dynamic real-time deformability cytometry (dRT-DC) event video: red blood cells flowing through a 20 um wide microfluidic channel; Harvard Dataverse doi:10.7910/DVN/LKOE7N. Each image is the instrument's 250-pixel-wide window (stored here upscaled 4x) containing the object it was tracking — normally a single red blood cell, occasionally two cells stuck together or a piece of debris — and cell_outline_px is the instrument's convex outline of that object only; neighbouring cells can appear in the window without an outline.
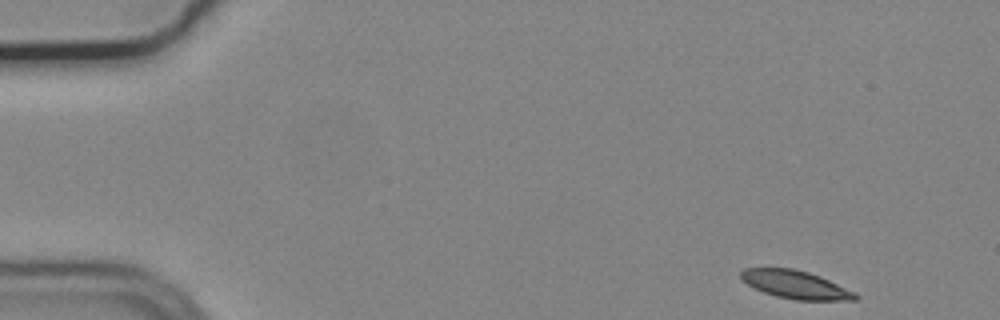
{"species": "common noctule bat (a hibernating species)", "species_latin": "Nyctalus noctula", "temperature_condition": "cold", "stored_images_in_passage": 52, "camera_frame_rate_fps": 3000, "um_per_image_px": 0.085, "animal": {"sex": "male", "body_mass_g": 19.2, "forearm_length_mm": 51.8}, "frame": {"image": 1, "passage_image": 1, "time_ms": 0.0, "image_size_px": [1000, 320], "cell_outline_px": [[860, 296], [856, 300], [796, 300], [776, 296], [764, 292], [740, 280], [740, 272], [744, 268], [792, 268], [808, 272], [820, 276], [856, 292]], "centroid_in_image_um": [67.63, 24.19], "position_along_channel_um": 17.4, "area_um2": 18.73}}
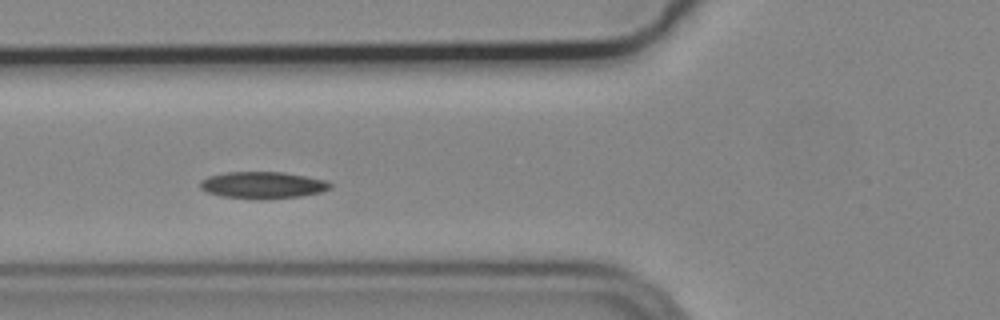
{"frame": {"image": 2, "passage_image": 17, "time_ms": 5.333, "image_size_px": [1000, 320], "cell_outline_px": [[332, 188], [320, 192], [300, 196], [260, 200], [220, 196], [208, 192], [200, 188], [200, 180], [208, 176], [224, 172], [284, 172], [324, 180], [332, 184]], "centroid_in_image_um": [22.3, 15.74], "position_along_channel_um": 103.5, "area_um2": 20.4}}
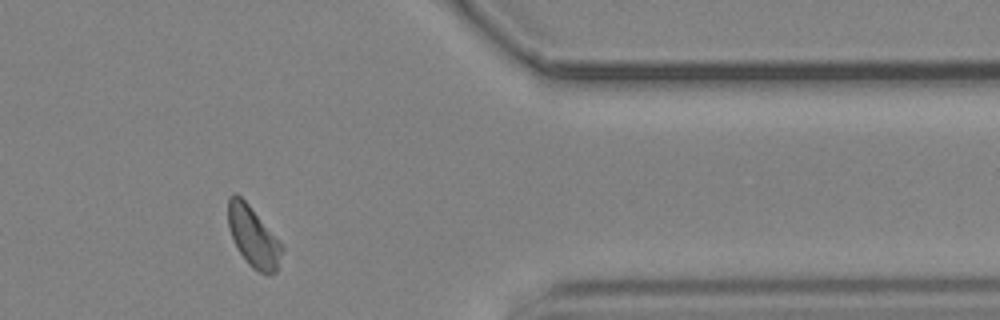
{"frame": {"image": 3, "passage_image": 42, "time_ms": 13.667, "image_size_px": [1000, 320], "cell_outline_px": [[284, 248], [276, 272], [272, 276], [268, 276], [252, 268], [248, 264], [240, 252], [228, 228], [228, 196], [232, 192], [236, 192], [248, 204], [280, 240]], "centroid_in_image_um": [21.54, 20.13], "position_along_channel_um": 389.9, "area_um2": 19.07}, "authors_computed_cell_mechanics": {"area_um2": 19.4208, "velocity_mm_per_s": 3.682, "shape_relaxation_time_tau1_ms": 3.7958, "shape_relaxation_time_tau2_ms": 9.3212, "deformation_change_tau1": 0.1007, "deformation_change_tau2": 0.1491}}